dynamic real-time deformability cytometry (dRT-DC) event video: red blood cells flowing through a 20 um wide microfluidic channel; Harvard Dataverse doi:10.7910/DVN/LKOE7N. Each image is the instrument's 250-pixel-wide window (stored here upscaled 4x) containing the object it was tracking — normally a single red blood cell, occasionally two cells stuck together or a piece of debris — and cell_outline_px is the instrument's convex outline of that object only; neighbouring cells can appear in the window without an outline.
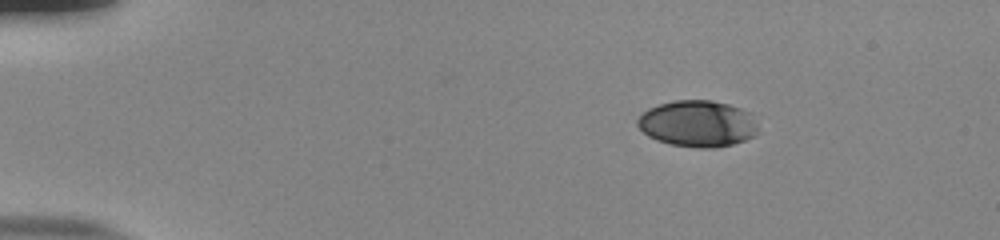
{"species": "human", "species_latin": "Homo sapiens", "temperature_condition": "room temperature", "stored_images_in_passage": 46, "camera_frame_rate_fps": 3000, "um_per_image_px": 0.085, "donor": {"sex": "male"}, "frame": {"image": 1, "passage_image": 1, "time_ms": 0.0, "image_size_px": [1000, 240], "cell_outline_px": [[756, 136], [732, 144], [716, 148], [696, 148], [668, 144], [656, 140], [648, 136], [636, 124], [636, 120], [648, 108], [672, 100], [712, 100], [728, 104], [740, 108], [748, 112], [756, 124]], "centroid_in_image_um": [59.27, 10.52], "position_along_channel_um": 25.7, "area_um2": 32.66}}
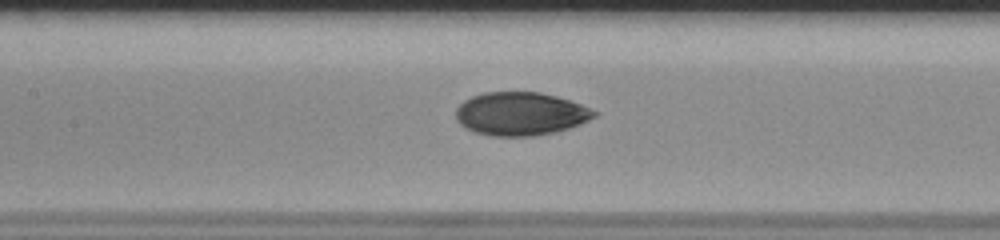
{"frame": {"image": 2, "passage_image": 19, "time_ms": 6.0, "image_size_px": [1000, 240], "cell_outline_px": [[600, 112], [596, 116], [588, 120], [568, 128], [552, 132], [532, 136], [492, 136], [476, 132], [464, 128], [456, 120], [456, 108], [464, 100], [472, 96], [484, 92], [540, 92], [556, 96], [580, 104]], "centroid_in_image_um": [44.22, 9.67], "position_along_channel_um": 163.2, "area_um2": 34.8}}
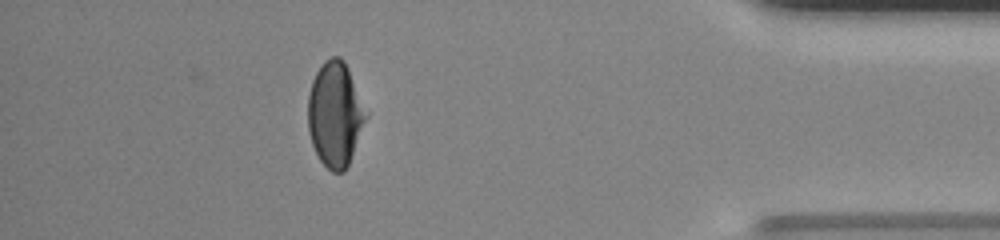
{"frame": {"image": 3, "passage_image": 41, "time_ms": 13.333, "image_size_px": [1000, 240], "cell_outline_px": [[368, 116], [348, 164], [344, 172], [332, 172], [320, 160], [312, 144], [308, 132], [308, 96], [312, 80], [316, 72], [324, 60], [332, 56], [340, 56], [344, 60], [348, 68], [368, 112]], "centroid_in_image_um": [28.48, 9.69], "position_along_channel_um": 406.7, "area_um2": 35.49}, "authors_computed_cell_mechanics": {"area_um2": 34.9979, "velocity_mm_per_s": 3.8541, "shape_relaxation_time_tau1_ms": 8.3831, "shape_relaxation_time_tau2_ms": 1.4188, "deformation_change_tau1": 0.2265, "deformation_change_tau2": 0.0461}}